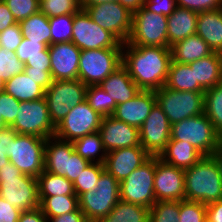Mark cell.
<instances>
[{"label":"cell","instance_id":"cell-58","mask_svg":"<svg viewBox=\"0 0 222 222\" xmlns=\"http://www.w3.org/2000/svg\"><path fill=\"white\" fill-rule=\"evenodd\" d=\"M116 2H119L130 12L134 13L143 7L145 0H116Z\"/></svg>","mask_w":222,"mask_h":222},{"label":"cell","instance_id":"cell-30","mask_svg":"<svg viewBox=\"0 0 222 222\" xmlns=\"http://www.w3.org/2000/svg\"><path fill=\"white\" fill-rule=\"evenodd\" d=\"M165 87L176 91L205 92L195 82L194 70L189 64L171 61Z\"/></svg>","mask_w":222,"mask_h":222},{"label":"cell","instance_id":"cell-53","mask_svg":"<svg viewBox=\"0 0 222 222\" xmlns=\"http://www.w3.org/2000/svg\"><path fill=\"white\" fill-rule=\"evenodd\" d=\"M28 77L36 80V83L42 86L45 90L52 84L53 79L50 71L42 70H24Z\"/></svg>","mask_w":222,"mask_h":222},{"label":"cell","instance_id":"cell-54","mask_svg":"<svg viewBox=\"0 0 222 222\" xmlns=\"http://www.w3.org/2000/svg\"><path fill=\"white\" fill-rule=\"evenodd\" d=\"M16 23L18 22L15 20L6 3L3 0L0 1V32Z\"/></svg>","mask_w":222,"mask_h":222},{"label":"cell","instance_id":"cell-36","mask_svg":"<svg viewBox=\"0 0 222 222\" xmlns=\"http://www.w3.org/2000/svg\"><path fill=\"white\" fill-rule=\"evenodd\" d=\"M204 114L222 137V83L204 92Z\"/></svg>","mask_w":222,"mask_h":222},{"label":"cell","instance_id":"cell-50","mask_svg":"<svg viewBox=\"0 0 222 222\" xmlns=\"http://www.w3.org/2000/svg\"><path fill=\"white\" fill-rule=\"evenodd\" d=\"M21 212L0 196V222H18Z\"/></svg>","mask_w":222,"mask_h":222},{"label":"cell","instance_id":"cell-6","mask_svg":"<svg viewBox=\"0 0 222 222\" xmlns=\"http://www.w3.org/2000/svg\"><path fill=\"white\" fill-rule=\"evenodd\" d=\"M44 160L45 171L64 176L72 183L90 164L74 150L72 142L58 139L55 136L46 140Z\"/></svg>","mask_w":222,"mask_h":222},{"label":"cell","instance_id":"cell-27","mask_svg":"<svg viewBox=\"0 0 222 222\" xmlns=\"http://www.w3.org/2000/svg\"><path fill=\"white\" fill-rule=\"evenodd\" d=\"M204 155L191 143L169 140L159 158L164 162L183 170L195 165Z\"/></svg>","mask_w":222,"mask_h":222},{"label":"cell","instance_id":"cell-26","mask_svg":"<svg viewBox=\"0 0 222 222\" xmlns=\"http://www.w3.org/2000/svg\"><path fill=\"white\" fill-rule=\"evenodd\" d=\"M195 82L206 91L222 83V54L213 52L207 57L189 63Z\"/></svg>","mask_w":222,"mask_h":222},{"label":"cell","instance_id":"cell-40","mask_svg":"<svg viewBox=\"0 0 222 222\" xmlns=\"http://www.w3.org/2000/svg\"><path fill=\"white\" fill-rule=\"evenodd\" d=\"M81 9V0H40L39 11L48 18L75 14Z\"/></svg>","mask_w":222,"mask_h":222},{"label":"cell","instance_id":"cell-13","mask_svg":"<svg viewBox=\"0 0 222 222\" xmlns=\"http://www.w3.org/2000/svg\"><path fill=\"white\" fill-rule=\"evenodd\" d=\"M18 134L38 136L44 139L55 135L45 98L20 102L14 123L10 126Z\"/></svg>","mask_w":222,"mask_h":222},{"label":"cell","instance_id":"cell-61","mask_svg":"<svg viewBox=\"0 0 222 222\" xmlns=\"http://www.w3.org/2000/svg\"><path fill=\"white\" fill-rule=\"evenodd\" d=\"M9 161V157L8 155L4 154V151L0 150V168H2L3 166H5L6 164H8Z\"/></svg>","mask_w":222,"mask_h":222},{"label":"cell","instance_id":"cell-8","mask_svg":"<svg viewBox=\"0 0 222 222\" xmlns=\"http://www.w3.org/2000/svg\"><path fill=\"white\" fill-rule=\"evenodd\" d=\"M87 85L81 80H53L45 90V100L50 119L56 127L78 104L85 101Z\"/></svg>","mask_w":222,"mask_h":222},{"label":"cell","instance_id":"cell-51","mask_svg":"<svg viewBox=\"0 0 222 222\" xmlns=\"http://www.w3.org/2000/svg\"><path fill=\"white\" fill-rule=\"evenodd\" d=\"M50 67V56H36L28 59L27 62L24 64V70L50 71Z\"/></svg>","mask_w":222,"mask_h":222},{"label":"cell","instance_id":"cell-49","mask_svg":"<svg viewBox=\"0 0 222 222\" xmlns=\"http://www.w3.org/2000/svg\"><path fill=\"white\" fill-rule=\"evenodd\" d=\"M143 7L159 15L170 16L177 8L176 0H145Z\"/></svg>","mask_w":222,"mask_h":222},{"label":"cell","instance_id":"cell-15","mask_svg":"<svg viewBox=\"0 0 222 222\" xmlns=\"http://www.w3.org/2000/svg\"><path fill=\"white\" fill-rule=\"evenodd\" d=\"M103 117L93 110L90 105L83 101L64 117L56 126L55 137L58 139L73 142L99 131Z\"/></svg>","mask_w":222,"mask_h":222},{"label":"cell","instance_id":"cell-14","mask_svg":"<svg viewBox=\"0 0 222 222\" xmlns=\"http://www.w3.org/2000/svg\"><path fill=\"white\" fill-rule=\"evenodd\" d=\"M71 42L80 50L122 48L123 46V43L112 33L98 26L85 9H80L74 14Z\"/></svg>","mask_w":222,"mask_h":222},{"label":"cell","instance_id":"cell-38","mask_svg":"<svg viewBox=\"0 0 222 222\" xmlns=\"http://www.w3.org/2000/svg\"><path fill=\"white\" fill-rule=\"evenodd\" d=\"M74 14H65L49 18L51 44L71 42Z\"/></svg>","mask_w":222,"mask_h":222},{"label":"cell","instance_id":"cell-31","mask_svg":"<svg viewBox=\"0 0 222 222\" xmlns=\"http://www.w3.org/2000/svg\"><path fill=\"white\" fill-rule=\"evenodd\" d=\"M24 38L51 45L49 18L38 11L30 17L18 22Z\"/></svg>","mask_w":222,"mask_h":222},{"label":"cell","instance_id":"cell-62","mask_svg":"<svg viewBox=\"0 0 222 222\" xmlns=\"http://www.w3.org/2000/svg\"><path fill=\"white\" fill-rule=\"evenodd\" d=\"M5 89V82L4 80L0 77V93L4 92Z\"/></svg>","mask_w":222,"mask_h":222},{"label":"cell","instance_id":"cell-42","mask_svg":"<svg viewBox=\"0 0 222 222\" xmlns=\"http://www.w3.org/2000/svg\"><path fill=\"white\" fill-rule=\"evenodd\" d=\"M23 71L24 64L16 56L15 52L0 47V77L4 82Z\"/></svg>","mask_w":222,"mask_h":222},{"label":"cell","instance_id":"cell-46","mask_svg":"<svg viewBox=\"0 0 222 222\" xmlns=\"http://www.w3.org/2000/svg\"><path fill=\"white\" fill-rule=\"evenodd\" d=\"M20 101L5 91L0 93V116H2L5 124L11 126L17 116Z\"/></svg>","mask_w":222,"mask_h":222},{"label":"cell","instance_id":"cell-45","mask_svg":"<svg viewBox=\"0 0 222 222\" xmlns=\"http://www.w3.org/2000/svg\"><path fill=\"white\" fill-rule=\"evenodd\" d=\"M17 22L39 11L40 0H3Z\"/></svg>","mask_w":222,"mask_h":222},{"label":"cell","instance_id":"cell-60","mask_svg":"<svg viewBox=\"0 0 222 222\" xmlns=\"http://www.w3.org/2000/svg\"><path fill=\"white\" fill-rule=\"evenodd\" d=\"M107 2H116V0H81V9H85L87 6L98 5Z\"/></svg>","mask_w":222,"mask_h":222},{"label":"cell","instance_id":"cell-19","mask_svg":"<svg viewBox=\"0 0 222 222\" xmlns=\"http://www.w3.org/2000/svg\"><path fill=\"white\" fill-rule=\"evenodd\" d=\"M150 157L142 146L118 148L107 153L104 168L120 183Z\"/></svg>","mask_w":222,"mask_h":222},{"label":"cell","instance_id":"cell-63","mask_svg":"<svg viewBox=\"0 0 222 222\" xmlns=\"http://www.w3.org/2000/svg\"><path fill=\"white\" fill-rule=\"evenodd\" d=\"M5 127H7V125L5 124L2 116H0V130L3 129V128H5Z\"/></svg>","mask_w":222,"mask_h":222},{"label":"cell","instance_id":"cell-55","mask_svg":"<svg viewBox=\"0 0 222 222\" xmlns=\"http://www.w3.org/2000/svg\"><path fill=\"white\" fill-rule=\"evenodd\" d=\"M48 222H88L79 207L70 213L51 217Z\"/></svg>","mask_w":222,"mask_h":222},{"label":"cell","instance_id":"cell-33","mask_svg":"<svg viewBox=\"0 0 222 222\" xmlns=\"http://www.w3.org/2000/svg\"><path fill=\"white\" fill-rule=\"evenodd\" d=\"M39 196H77L73 183L64 176L43 171L38 177Z\"/></svg>","mask_w":222,"mask_h":222},{"label":"cell","instance_id":"cell-39","mask_svg":"<svg viewBox=\"0 0 222 222\" xmlns=\"http://www.w3.org/2000/svg\"><path fill=\"white\" fill-rule=\"evenodd\" d=\"M104 170V164L90 163L73 183L75 194L79 197L84 192L96 190L97 181Z\"/></svg>","mask_w":222,"mask_h":222},{"label":"cell","instance_id":"cell-21","mask_svg":"<svg viewBox=\"0 0 222 222\" xmlns=\"http://www.w3.org/2000/svg\"><path fill=\"white\" fill-rule=\"evenodd\" d=\"M101 140L105 151L140 145L139 129L115 117H103L99 128Z\"/></svg>","mask_w":222,"mask_h":222},{"label":"cell","instance_id":"cell-2","mask_svg":"<svg viewBox=\"0 0 222 222\" xmlns=\"http://www.w3.org/2000/svg\"><path fill=\"white\" fill-rule=\"evenodd\" d=\"M184 176L185 200L208 205L222 199V178L212 156H204L185 169Z\"/></svg>","mask_w":222,"mask_h":222},{"label":"cell","instance_id":"cell-5","mask_svg":"<svg viewBox=\"0 0 222 222\" xmlns=\"http://www.w3.org/2000/svg\"><path fill=\"white\" fill-rule=\"evenodd\" d=\"M120 201V183L106 170L97 181L96 190L78 197L79 209L88 222H99Z\"/></svg>","mask_w":222,"mask_h":222},{"label":"cell","instance_id":"cell-52","mask_svg":"<svg viewBox=\"0 0 222 222\" xmlns=\"http://www.w3.org/2000/svg\"><path fill=\"white\" fill-rule=\"evenodd\" d=\"M17 134L18 133L10 126L0 130V150L4 151L5 155H8L10 152L11 142L15 139Z\"/></svg>","mask_w":222,"mask_h":222},{"label":"cell","instance_id":"cell-47","mask_svg":"<svg viewBox=\"0 0 222 222\" xmlns=\"http://www.w3.org/2000/svg\"><path fill=\"white\" fill-rule=\"evenodd\" d=\"M23 35L19 23H16L0 32V47L16 52Z\"/></svg>","mask_w":222,"mask_h":222},{"label":"cell","instance_id":"cell-44","mask_svg":"<svg viewBox=\"0 0 222 222\" xmlns=\"http://www.w3.org/2000/svg\"><path fill=\"white\" fill-rule=\"evenodd\" d=\"M20 61L25 64L28 59L36 56H50L48 46L38 41L22 38L20 45L15 52Z\"/></svg>","mask_w":222,"mask_h":222},{"label":"cell","instance_id":"cell-9","mask_svg":"<svg viewBox=\"0 0 222 222\" xmlns=\"http://www.w3.org/2000/svg\"><path fill=\"white\" fill-rule=\"evenodd\" d=\"M155 94L171 125L204 113V92L176 91L163 86Z\"/></svg>","mask_w":222,"mask_h":222},{"label":"cell","instance_id":"cell-23","mask_svg":"<svg viewBox=\"0 0 222 222\" xmlns=\"http://www.w3.org/2000/svg\"><path fill=\"white\" fill-rule=\"evenodd\" d=\"M99 87H101L117 105L132 99L141 90L123 65L103 80L99 84Z\"/></svg>","mask_w":222,"mask_h":222},{"label":"cell","instance_id":"cell-22","mask_svg":"<svg viewBox=\"0 0 222 222\" xmlns=\"http://www.w3.org/2000/svg\"><path fill=\"white\" fill-rule=\"evenodd\" d=\"M156 103L155 91L140 90L132 99L116 105L112 116L140 129Z\"/></svg>","mask_w":222,"mask_h":222},{"label":"cell","instance_id":"cell-12","mask_svg":"<svg viewBox=\"0 0 222 222\" xmlns=\"http://www.w3.org/2000/svg\"><path fill=\"white\" fill-rule=\"evenodd\" d=\"M154 178L155 156H151L120 182V200L150 209L156 203Z\"/></svg>","mask_w":222,"mask_h":222},{"label":"cell","instance_id":"cell-57","mask_svg":"<svg viewBox=\"0 0 222 222\" xmlns=\"http://www.w3.org/2000/svg\"><path fill=\"white\" fill-rule=\"evenodd\" d=\"M18 222H48V219L38 207L33 210L22 211Z\"/></svg>","mask_w":222,"mask_h":222},{"label":"cell","instance_id":"cell-10","mask_svg":"<svg viewBox=\"0 0 222 222\" xmlns=\"http://www.w3.org/2000/svg\"><path fill=\"white\" fill-rule=\"evenodd\" d=\"M167 16L141 7L133 13L132 27L126 43L135 46L169 47Z\"/></svg>","mask_w":222,"mask_h":222},{"label":"cell","instance_id":"cell-18","mask_svg":"<svg viewBox=\"0 0 222 222\" xmlns=\"http://www.w3.org/2000/svg\"><path fill=\"white\" fill-rule=\"evenodd\" d=\"M154 194L156 202L184 200V170L155 156Z\"/></svg>","mask_w":222,"mask_h":222},{"label":"cell","instance_id":"cell-28","mask_svg":"<svg viewBox=\"0 0 222 222\" xmlns=\"http://www.w3.org/2000/svg\"><path fill=\"white\" fill-rule=\"evenodd\" d=\"M173 62L189 64L213 53L208 44L198 35H190L170 46Z\"/></svg>","mask_w":222,"mask_h":222},{"label":"cell","instance_id":"cell-3","mask_svg":"<svg viewBox=\"0 0 222 222\" xmlns=\"http://www.w3.org/2000/svg\"><path fill=\"white\" fill-rule=\"evenodd\" d=\"M0 196L21 211L36 209L40 202L37 178L9 162L0 168Z\"/></svg>","mask_w":222,"mask_h":222},{"label":"cell","instance_id":"cell-35","mask_svg":"<svg viewBox=\"0 0 222 222\" xmlns=\"http://www.w3.org/2000/svg\"><path fill=\"white\" fill-rule=\"evenodd\" d=\"M39 208L49 220L51 217L75 211L79 207L78 196H39Z\"/></svg>","mask_w":222,"mask_h":222},{"label":"cell","instance_id":"cell-1","mask_svg":"<svg viewBox=\"0 0 222 222\" xmlns=\"http://www.w3.org/2000/svg\"><path fill=\"white\" fill-rule=\"evenodd\" d=\"M171 61L169 47L123 43L122 65L141 90L156 91L165 86Z\"/></svg>","mask_w":222,"mask_h":222},{"label":"cell","instance_id":"cell-11","mask_svg":"<svg viewBox=\"0 0 222 222\" xmlns=\"http://www.w3.org/2000/svg\"><path fill=\"white\" fill-rule=\"evenodd\" d=\"M47 139L17 134L11 142L9 161L23 174L38 177L45 170V143Z\"/></svg>","mask_w":222,"mask_h":222},{"label":"cell","instance_id":"cell-16","mask_svg":"<svg viewBox=\"0 0 222 222\" xmlns=\"http://www.w3.org/2000/svg\"><path fill=\"white\" fill-rule=\"evenodd\" d=\"M85 10L98 26L112 33L121 43L128 40L133 13L119 2L87 6Z\"/></svg>","mask_w":222,"mask_h":222},{"label":"cell","instance_id":"cell-4","mask_svg":"<svg viewBox=\"0 0 222 222\" xmlns=\"http://www.w3.org/2000/svg\"><path fill=\"white\" fill-rule=\"evenodd\" d=\"M170 140L191 143L204 156H211L222 144V137L203 113L171 125Z\"/></svg>","mask_w":222,"mask_h":222},{"label":"cell","instance_id":"cell-43","mask_svg":"<svg viewBox=\"0 0 222 222\" xmlns=\"http://www.w3.org/2000/svg\"><path fill=\"white\" fill-rule=\"evenodd\" d=\"M179 222H204L206 218V205L201 202L180 200Z\"/></svg>","mask_w":222,"mask_h":222},{"label":"cell","instance_id":"cell-7","mask_svg":"<svg viewBox=\"0 0 222 222\" xmlns=\"http://www.w3.org/2000/svg\"><path fill=\"white\" fill-rule=\"evenodd\" d=\"M122 65V48L81 50L78 76L87 86L99 85Z\"/></svg>","mask_w":222,"mask_h":222},{"label":"cell","instance_id":"cell-59","mask_svg":"<svg viewBox=\"0 0 222 222\" xmlns=\"http://www.w3.org/2000/svg\"><path fill=\"white\" fill-rule=\"evenodd\" d=\"M217 163L219 168L220 176L222 178V144L217 148V150L211 155Z\"/></svg>","mask_w":222,"mask_h":222},{"label":"cell","instance_id":"cell-29","mask_svg":"<svg viewBox=\"0 0 222 222\" xmlns=\"http://www.w3.org/2000/svg\"><path fill=\"white\" fill-rule=\"evenodd\" d=\"M4 91L20 102L36 101L45 96V89L24 71L6 81Z\"/></svg>","mask_w":222,"mask_h":222},{"label":"cell","instance_id":"cell-56","mask_svg":"<svg viewBox=\"0 0 222 222\" xmlns=\"http://www.w3.org/2000/svg\"><path fill=\"white\" fill-rule=\"evenodd\" d=\"M206 218L209 222H222V199L206 205Z\"/></svg>","mask_w":222,"mask_h":222},{"label":"cell","instance_id":"cell-32","mask_svg":"<svg viewBox=\"0 0 222 222\" xmlns=\"http://www.w3.org/2000/svg\"><path fill=\"white\" fill-rule=\"evenodd\" d=\"M99 222H149V208L120 200Z\"/></svg>","mask_w":222,"mask_h":222},{"label":"cell","instance_id":"cell-34","mask_svg":"<svg viewBox=\"0 0 222 222\" xmlns=\"http://www.w3.org/2000/svg\"><path fill=\"white\" fill-rule=\"evenodd\" d=\"M72 143L74 150L90 163L104 164L107 152L103 147L99 132L85 135Z\"/></svg>","mask_w":222,"mask_h":222},{"label":"cell","instance_id":"cell-37","mask_svg":"<svg viewBox=\"0 0 222 222\" xmlns=\"http://www.w3.org/2000/svg\"><path fill=\"white\" fill-rule=\"evenodd\" d=\"M85 101L102 117L113 115L117 105L99 85L87 86Z\"/></svg>","mask_w":222,"mask_h":222},{"label":"cell","instance_id":"cell-41","mask_svg":"<svg viewBox=\"0 0 222 222\" xmlns=\"http://www.w3.org/2000/svg\"><path fill=\"white\" fill-rule=\"evenodd\" d=\"M179 201H158L149 209V222H179Z\"/></svg>","mask_w":222,"mask_h":222},{"label":"cell","instance_id":"cell-25","mask_svg":"<svg viewBox=\"0 0 222 222\" xmlns=\"http://www.w3.org/2000/svg\"><path fill=\"white\" fill-rule=\"evenodd\" d=\"M197 17V12L180 6L167 17L169 48L176 42L196 34Z\"/></svg>","mask_w":222,"mask_h":222},{"label":"cell","instance_id":"cell-24","mask_svg":"<svg viewBox=\"0 0 222 222\" xmlns=\"http://www.w3.org/2000/svg\"><path fill=\"white\" fill-rule=\"evenodd\" d=\"M196 34L213 52L222 54V8L199 12Z\"/></svg>","mask_w":222,"mask_h":222},{"label":"cell","instance_id":"cell-17","mask_svg":"<svg viewBox=\"0 0 222 222\" xmlns=\"http://www.w3.org/2000/svg\"><path fill=\"white\" fill-rule=\"evenodd\" d=\"M139 133L140 145L151 156L159 157L170 140L171 123L157 103L140 127Z\"/></svg>","mask_w":222,"mask_h":222},{"label":"cell","instance_id":"cell-48","mask_svg":"<svg viewBox=\"0 0 222 222\" xmlns=\"http://www.w3.org/2000/svg\"><path fill=\"white\" fill-rule=\"evenodd\" d=\"M177 6L197 13L222 8V0H176Z\"/></svg>","mask_w":222,"mask_h":222},{"label":"cell","instance_id":"cell-20","mask_svg":"<svg viewBox=\"0 0 222 222\" xmlns=\"http://www.w3.org/2000/svg\"><path fill=\"white\" fill-rule=\"evenodd\" d=\"M50 73L53 80H77L81 50L73 42L51 44Z\"/></svg>","mask_w":222,"mask_h":222}]
</instances>
